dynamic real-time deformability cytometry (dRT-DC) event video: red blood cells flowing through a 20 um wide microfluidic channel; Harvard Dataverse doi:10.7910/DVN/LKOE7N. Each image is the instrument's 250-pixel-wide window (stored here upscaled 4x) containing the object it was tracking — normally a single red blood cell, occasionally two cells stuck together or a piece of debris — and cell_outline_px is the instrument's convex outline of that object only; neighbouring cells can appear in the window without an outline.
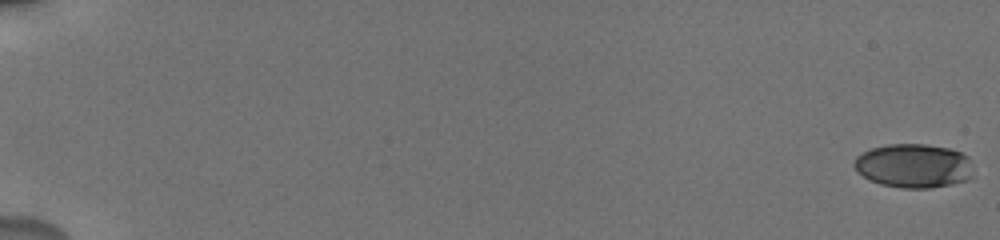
{"species": "human", "species_latin": "Homo sapiens", "temperature_condition": "cold", "stored_images_in_passage": 84, "camera_frame_rate_fps": 3000, "um_per_image_px": 0.085, "donor": {"sex": "male"}, "frame": {"image": 1, "passage_image": 1, "time_ms": 0.0, "image_size_px": [1000, 240], "cell_outline_px": [[972, 176], [968, 180], [952, 184], [928, 188], [900, 188], [880, 184], [856, 172], [852, 164], [856, 156], [872, 148], [888, 144], [924, 144], [948, 148], [960, 152], [968, 156]], "centroid_in_image_um": [77.63, 14.09], "position_along_channel_um": 7.4, "area_um2": 30.52}}
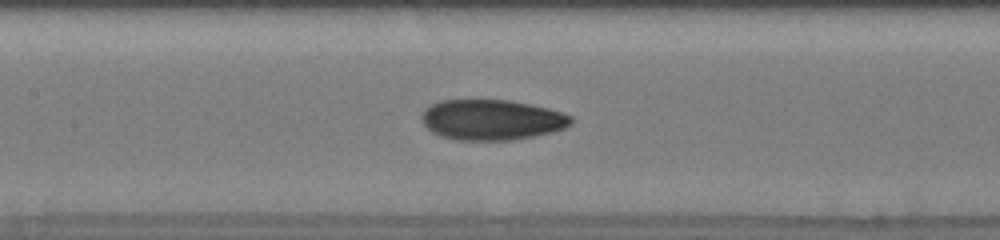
{"frame": {"image": 2, "passage_image": 47, "time_ms": 9.667, "image_size_px": [1000, 240], "cell_outline_px": [[572, 124], [564, 128], [552, 132], [512, 140], [456, 140], [440, 136], [432, 132], [420, 120], [420, 116], [432, 104], [440, 100], [512, 100], [548, 108], [572, 116]], "centroid_in_image_um": [41.79, 10.18], "position_along_channel_um": 165.6, "area_um2": 35.2}}
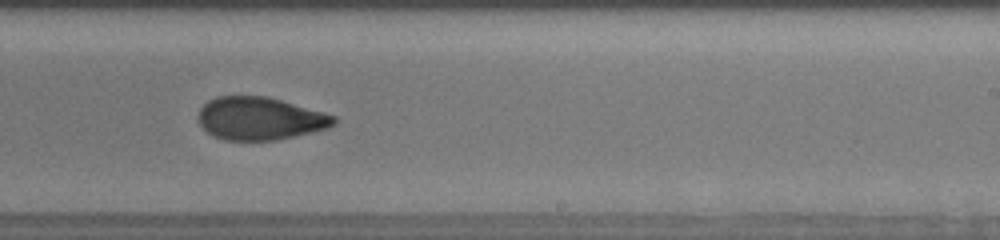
{"frame": {"image": 3, "passage_image": 59, "time_ms": 12.333, "image_size_px": [1000, 240], "cell_outline_px": [[336, 124], [324, 128], [276, 140], [224, 140], [212, 136], [200, 124], [200, 108], [208, 100], [216, 96], [268, 96], [336, 116]], "centroid_in_image_um": [22.06, 10.06], "position_along_channel_um": 266.9, "area_um2": 33.41}, "authors_computed_cell_mechanics": {"area_um2": 33.0616, "velocity_mm_per_s": 3.8215, "shape_relaxation_time_tau1_ms": 5.7995, "shape_relaxation_time_tau2_ms": 2.0026, "deformation_change_tau1": 0.1785, "deformation_change_tau2": 0.0791}}